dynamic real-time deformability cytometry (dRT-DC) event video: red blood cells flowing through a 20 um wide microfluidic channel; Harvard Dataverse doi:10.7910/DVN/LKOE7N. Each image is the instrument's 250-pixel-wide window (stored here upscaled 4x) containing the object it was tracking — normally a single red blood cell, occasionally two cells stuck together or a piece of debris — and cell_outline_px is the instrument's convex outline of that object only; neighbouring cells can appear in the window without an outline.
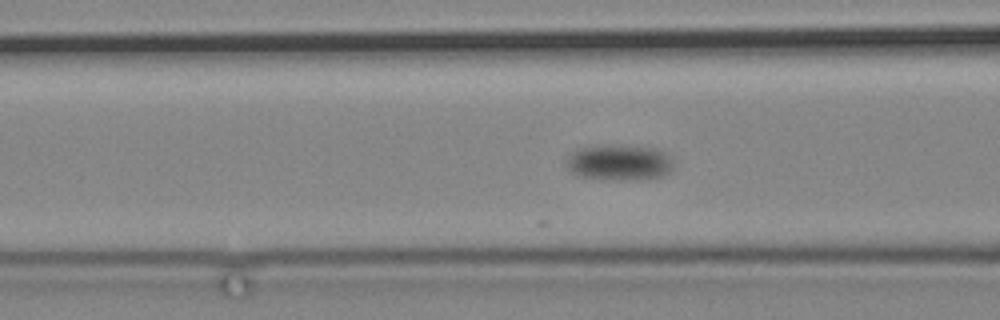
{"species": "common noctule bat (a hibernating species)", "species_latin": "Nyctalus noctula", "temperature_condition": "cold", "stored_images_in_passage": 101, "camera_frame_rate_fps": 3000, "um_per_image_px": 0.085, "animal": {"sex": "male", "body_mass_g": 19.2, "forearm_length_mm": 51.8}, "frame": {"image": 1, "passage_image": 51, "time_ms": 16.667, "image_size_px": [1000, 320], "cell_outline_px": [[672, 168], [668, 172], [660, 176], [640, 180], [620, 180], [580, 176], [572, 172], [564, 164], [564, 160], [572, 152], [580, 148], [596, 144], [616, 144], [656, 148], [664, 152], [668, 156], [672, 164]], "centroid_in_image_um": [52.58, 13.78], "position_along_channel_um": 114.0, "area_um2": 22.6}}
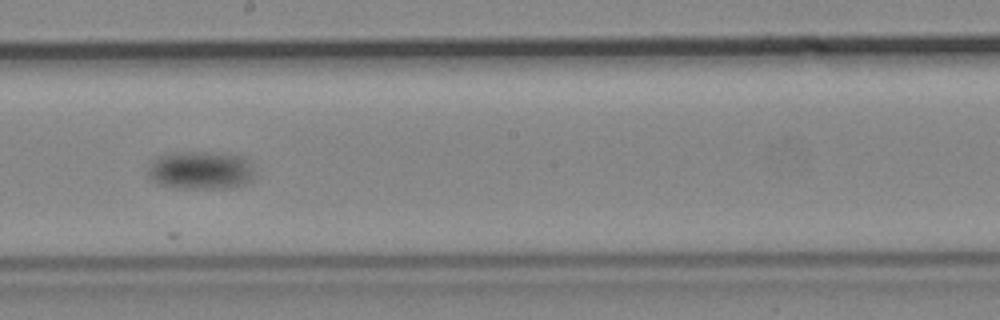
{"frame": {"image": 2, "passage_image": 65, "time_ms": 21.333, "image_size_px": [1000, 320], "cell_outline_px": [[252, 180], [244, 184], [232, 188], [172, 188], [160, 184], [152, 180], [148, 172], [148, 168], [152, 160], [156, 156], [168, 152], [228, 152], [244, 156], [252, 160]], "centroid_in_image_um": [17.08, 14.44], "position_along_channel_um": 231.1, "area_um2": 24.39}}
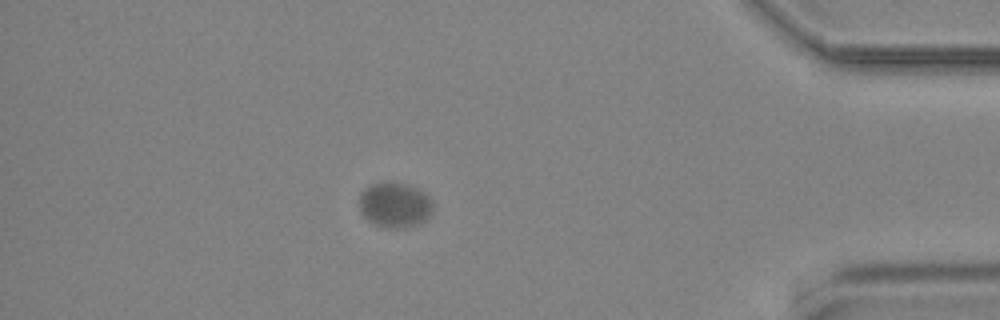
{"frame": {"image": 3, "passage_image": 90, "time_ms": 29.667, "image_size_px": [1000, 320], "cell_outline_px": [[432, 212], [420, 224], [396, 228], [388, 228], [372, 224], [360, 212], [360, 192], [364, 188], [372, 184], [388, 180], [408, 184], [424, 192], [432, 200]], "centroid_in_image_um": [33.54, 17.39], "position_along_channel_um": 401.7, "area_um2": 19.65}}